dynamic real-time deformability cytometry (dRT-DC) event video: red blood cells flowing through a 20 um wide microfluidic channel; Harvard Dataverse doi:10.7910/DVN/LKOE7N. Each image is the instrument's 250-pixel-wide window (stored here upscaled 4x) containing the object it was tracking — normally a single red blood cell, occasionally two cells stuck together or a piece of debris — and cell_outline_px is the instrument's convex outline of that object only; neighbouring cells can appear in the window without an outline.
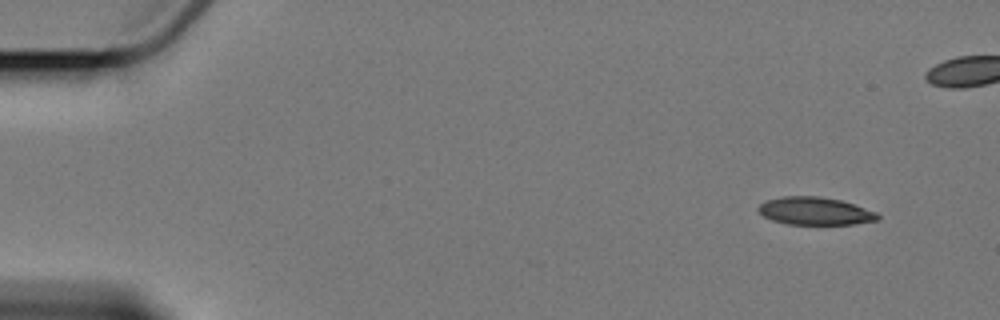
{"species": "Egyptian fruit bat (a non-hibernating species)", "species_latin": "Rousettus aegyptiacus", "temperature_condition": "cold", "stored_images_in_passage": 6, "camera_frame_rate_fps": 3000, "um_per_image_px": 0.085, "animal": {"sex": "female"}, "frame": {"image": 1, "passage_image": 1, "time_ms": 0.0, "image_size_px": [1000, 320], "cell_outline_px": [[880, 220], [856, 224], [788, 224], [772, 220], [764, 216], [756, 208], [760, 204], [768, 200], [784, 196], [820, 196], [840, 200], [876, 212], [880, 216]], "centroid_in_image_um": [69.29, 17.94], "position_along_channel_um": 15.7, "area_um2": 19.19}}
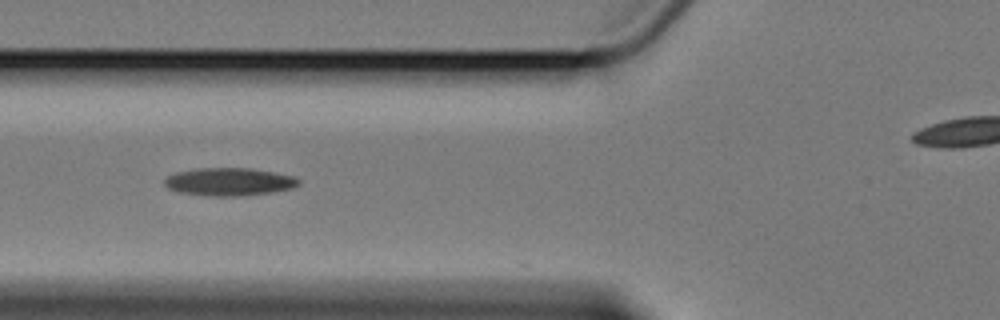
{"frame": {"image": 2, "passage_image": 6, "time_ms": 6.0, "image_size_px": [1000, 320], "cell_outline_px": [[300, 184], [292, 188], [272, 192], [240, 196], [208, 196], [176, 192], [168, 188], [164, 184], [164, 180], [168, 176], [176, 172], [196, 168], [252, 168], [296, 176], [300, 180]], "centroid_in_image_um": [19.48, 15.45], "position_along_channel_um": 106.3, "area_um2": 22.02}}